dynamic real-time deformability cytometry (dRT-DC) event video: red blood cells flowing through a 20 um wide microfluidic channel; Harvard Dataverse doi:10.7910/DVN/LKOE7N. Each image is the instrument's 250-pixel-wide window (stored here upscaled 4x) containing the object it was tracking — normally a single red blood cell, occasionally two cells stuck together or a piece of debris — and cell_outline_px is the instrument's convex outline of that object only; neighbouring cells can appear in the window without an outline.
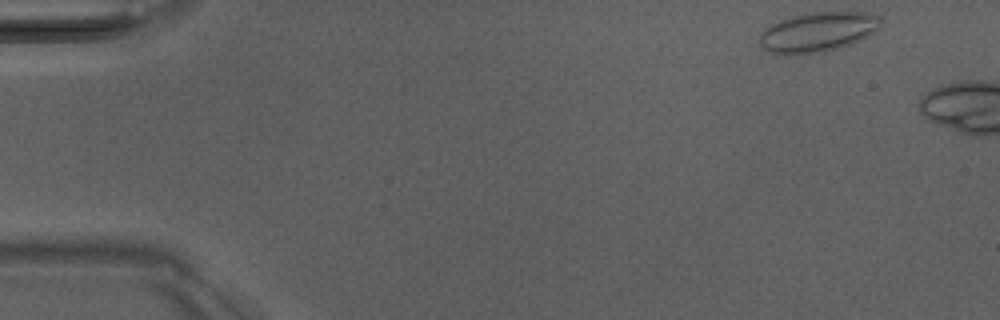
{"species": "Egyptian fruit bat (a non-hibernating species)", "species_latin": "Rousettus aegyptiacus", "temperature_condition": "room temperature", "stored_images_in_passage": 5, "camera_frame_rate_fps": 3000, "um_per_image_px": 0.085, "animal": {"sex": "male"}, "frame": {"image": 1, "passage_image": 1, "time_ms": 0.0, "image_size_px": [1000, 320], "cell_outline_px": [[880, 28], [868, 36], [852, 44], [824, 52], [796, 56], [784, 56], [772, 52], [764, 48], [760, 44], [760, 36], [764, 28], [780, 20], [792, 16], [812, 12], [864, 12], [880, 16]], "centroid_in_image_um": [69.51, 2.74], "position_along_channel_um": 15.5, "area_um2": 28.38}}